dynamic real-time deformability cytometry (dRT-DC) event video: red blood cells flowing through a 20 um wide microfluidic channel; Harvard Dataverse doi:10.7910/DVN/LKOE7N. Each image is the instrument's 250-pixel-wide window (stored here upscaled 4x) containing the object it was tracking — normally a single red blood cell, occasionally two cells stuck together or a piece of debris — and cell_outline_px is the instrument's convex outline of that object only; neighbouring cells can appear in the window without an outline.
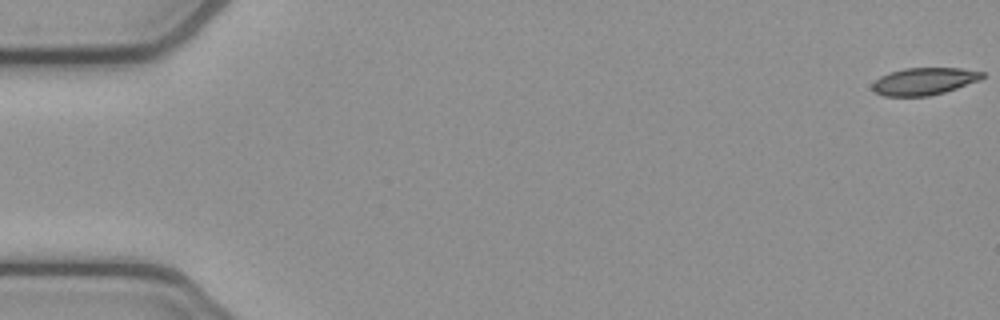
{"species": "common noctule bat (a hibernating species)", "species_latin": "Nyctalus noctula", "temperature_condition": "cold", "stored_images_in_passage": 5, "camera_frame_rate_fps": 3000, "um_per_image_px": 0.085, "animal": {"sex": "female", "body_mass_g": 21.9}, "frame": {"image": 1, "passage_image": 1, "time_ms": 0.0, "image_size_px": [1000, 320], "cell_outline_px": [[984, 76], [980, 80], [944, 92], [928, 96], [884, 96], [876, 92], [872, 88], [872, 84], [880, 76], [904, 68], [960, 68], [984, 72]], "centroid_in_image_um": [78.56, 6.91], "position_along_channel_um": 6.4, "area_um2": 17.28}}
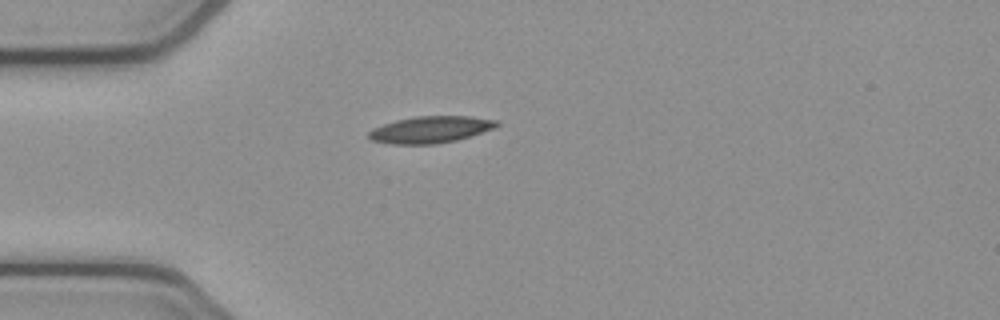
{"frame": {"image": 2, "passage_image": 5, "time_ms": 1.333, "image_size_px": [1000, 320], "cell_outline_px": [[500, 124], [496, 128], [456, 140], [436, 144], [388, 144], [372, 140], [368, 136], [368, 132], [372, 128], [396, 120], [416, 116], [472, 116], [500, 120]], "centroid_in_image_um": [36.63, 11.01], "position_along_channel_um": 48.4, "area_um2": 20.11}}